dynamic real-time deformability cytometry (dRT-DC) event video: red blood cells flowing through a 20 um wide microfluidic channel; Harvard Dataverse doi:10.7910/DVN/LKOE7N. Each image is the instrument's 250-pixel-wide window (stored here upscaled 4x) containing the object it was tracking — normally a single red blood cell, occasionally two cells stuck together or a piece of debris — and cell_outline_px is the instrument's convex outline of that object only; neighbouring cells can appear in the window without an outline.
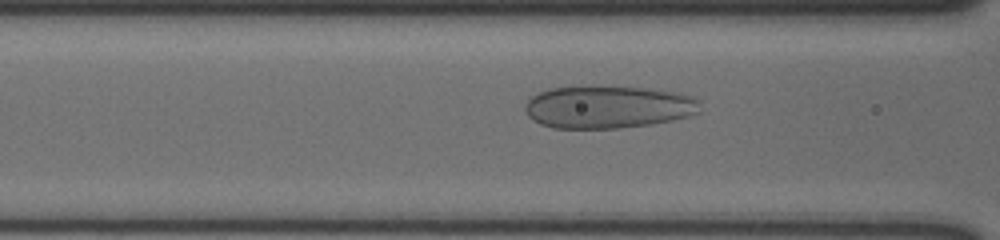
{"species": "human", "species_latin": "Homo sapiens", "temperature_condition": "cold", "stored_images_in_passage": 41, "camera_frame_rate_fps": 3000, "um_per_image_px": 0.085, "donor": {"sex": "male"}, "frame": {"image": 1, "passage_image": 11, "time_ms": 3.333, "image_size_px": [1000, 240], "cell_outline_px": [[700, 112], [688, 116], [672, 120], [652, 124], [620, 128], [552, 128], [540, 124], [532, 120], [528, 116], [524, 108], [528, 100], [532, 96], [548, 88], [592, 84], [644, 88], [680, 92], [692, 96], [700, 100]], "centroid_in_image_um": [51.68, 9.07], "position_along_channel_um": 114.9, "area_um2": 44.45}}
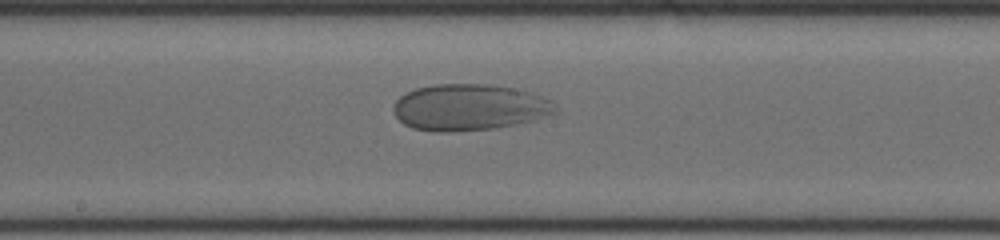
{"frame": {"image": 2, "passage_image": 18, "time_ms": 5.667, "image_size_px": [1000, 240], "cell_outline_px": [[556, 112], [532, 120], [516, 124], [492, 128], [448, 132], [436, 132], [412, 128], [404, 124], [396, 116], [392, 108], [396, 100], [400, 96], [416, 88], [436, 84], [488, 84], [512, 88], [528, 92], [552, 100], [556, 108]], "centroid_in_image_um": [39.85, 9.12], "position_along_channel_um": 208.4, "area_um2": 43.41}}
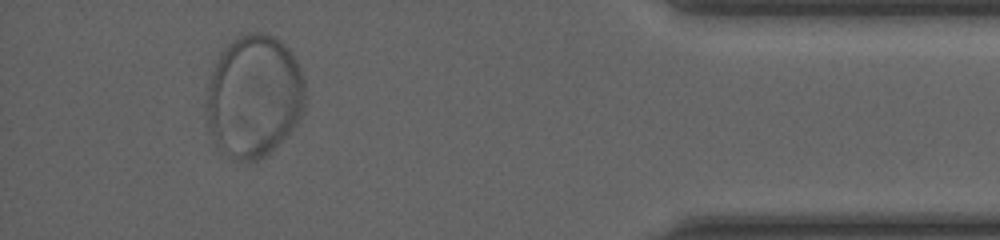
{"frame": {"image": 3, "passage_image": 37, "time_ms": 12.0, "image_size_px": [1000, 240], "cell_outline_px": [[304, 112], [288, 136], [276, 148], [264, 156], [252, 160], [240, 156], [208, 124], [204, 116], [204, 108], [208, 84], [216, 60], [220, 52], [232, 40], [248, 32], [264, 32], [276, 36], [292, 52], [304, 76]], "centroid_in_image_um": [21.67, 8.02], "position_along_channel_um": 413.5, "area_um2": 69.07}}